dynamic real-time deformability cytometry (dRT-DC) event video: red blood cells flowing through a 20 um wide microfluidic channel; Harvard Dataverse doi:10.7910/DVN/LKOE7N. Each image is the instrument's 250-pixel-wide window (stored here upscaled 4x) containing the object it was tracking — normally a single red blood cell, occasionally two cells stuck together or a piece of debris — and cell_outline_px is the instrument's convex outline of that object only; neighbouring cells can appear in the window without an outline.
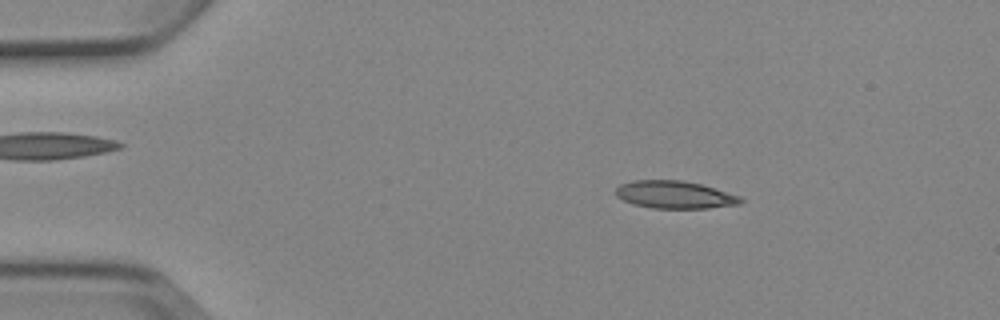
{"species": "Egyptian fruit bat (a non-hibernating species)", "species_latin": "Rousettus aegyptiacus", "temperature_condition": "cold", "stored_images_in_passage": 6, "camera_frame_rate_fps": 3000, "um_per_image_px": 0.085, "animal": {"sex": "female"}, "frame": {"image": 1, "passage_image": 1, "time_ms": 0.0, "image_size_px": [1000, 320], "cell_outline_px": [[744, 200], [740, 204], [708, 208], [652, 208], [636, 204], [624, 200], [616, 196], [616, 188], [620, 184], [632, 180], [680, 180], [700, 184], [740, 196]], "centroid_in_image_um": [57.35, 16.55], "position_along_channel_um": 27.7, "area_um2": 19.88}}
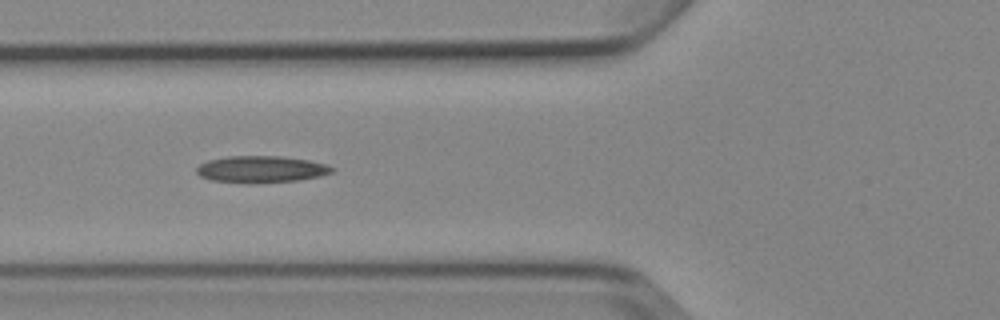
{"frame": {"image": 2, "passage_image": 4, "time_ms": 3.667, "image_size_px": [1000, 320], "cell_outline_px": [[336, 168], [332, 172], [320, 176], [300, 180], [248, 184], [212, 180], [200, 176], [196, 172], [196, 168], [200, 164], [208, 160], [228, 156], [280, 156], [308, 160], [328, 164]], "centroid_in_image_um": [22.21, 14.39], "position_along_channel_um": 103.6, "area_um2": 21.33}}
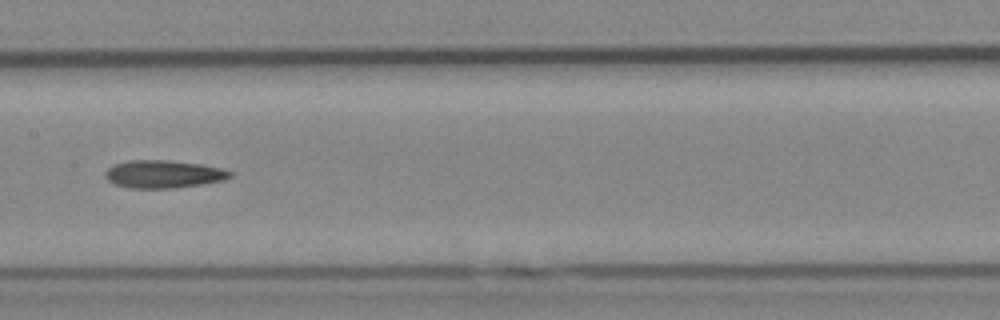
{"frame": {"image": 3, "passage_image": 6, "time_ms": 6.0, "image_size_px": [1000, 320], "cell_outline_px": [[232, 176], [224, 180], [200, 184], [172, 188], [128, 188], [116, 184], [108, 180], [104, 176], [104, 172], [112, 164], [128, 160], [168, 160], [200, 164], [220, 168], [232, 172]], "centroid_in_image_um": [13.84, 14.79], "position_along_channel_um": 193.6, "area_um2": 20.17}}